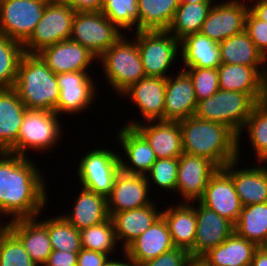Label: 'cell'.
I'll list each match as a JSON object with an SVG mask.
<instances>
[{
    "mask_svg": "<svg viewBox=\"0 0 267 266\" xmlns=\"http://www.w3.org/2000/svg\"><path fill=\"white\" fill-rule=\"evenodd\" d=\"M35 218L5 221L7 228L21 241L30 258L43 266L52 253L47 228Z\"/></svg>",
    "mask_w": 267,
    "mask_h": 266,
    "instance_id": "cell-26",
    "label": "cell"
},
{
    "mask_svg": "<svg viewBox=\"0 0 267 266\" xmlns=\"http://www.w3.org/2000/svg\"><path fill=\"white\" fill-rule=\"evenodd\" d=\"M197 201L234 225L243 208L232 177L223 168L211 176L203 195Z\"/></svg>",
    "mask_w": 267,
    "mask_h": 266,
    "instance_id": "cell-14",
    "label": "cell"
},
{
    "mask_svg": "<svg viewBox=\"0 0 267 266\" xmlns=\"http://www.w3.org/2000/svg\"><path fill=\"white\" fill-rule=\"evenodd\" d=\"M46 228L53 250L79 253L82 249L80 231L61 214L39 220Z\"/></svg>",
    "mask_w": 267,
    "mask_h": 266,
    "instance_id": "cell-37",
    "label": "cell"
},
{
    "mask_svg": "<svg viewBox=\"0 0 267 266\" xmlns=\"http://www.w3.org/2000/svg\"><path fill=\"white\" fill-rule=\"evenodd\" d=\"M238 160L237 158L231 161L223 169L232 177L235 190L243 207L250 204L266 203L267 167L258 162V165L253 168L238 169Z\"/></svg>",
    "mask_w": 267,
    "mask_h": 266,
    "instance_id": "cell-25",
    "label": "cell"
},
{
    "mask_svg": "<svg viewBox=\"0 0 267 266\" xmlns=\"http://www.w3.org/2000/svg\"><path fill=\"white\" fill-rule=\"evenodd\" d=\"M243 129L247 130L256 161L261 163L267 157V99L255 105Z\"/></svg>",
    "mask_w": 267,
    "mask_h": 266,
    "instance_id": "cell-39",
    "label": "cell"
},
{
    "mask_svg": "<svg viewBox=\"0 0 267 266\" xmlns=\"http://www.w3.org/2000/svg\"><path fill=\"white\" fill-rule=\"evenodd\" d=\"M248 11L249 6L244 1L229 0L218 4L214 2L200 33L219 44L245 30Z\"/></svg>",
    "mask_w": 267,
    "mask_h": 266,
    "instance_id": "cell-13",
    "label": "cell"
},
{
    "mask_svg": "<svg viewBox=\"0 0 267 266\" xmlns=\"http://www.w3.org/2000/svg\"><path fill=\"white\" fill-rule=\"evenodd\" d=\"M135 42L146 77L167 78L180 53V41L167 30L135 31ZM169 70V71H168Z\"/></svg>",
    "mask_w": 267,
    "mask_h": 266,
    "instance_id": "cell-7",
    "label": "cell"
},
{
    "mask_svg": "<svg viewBox=\"0 0 267 266\" xmlns=\"http://www.w3.org/2000/svg\"><path fill=\"white\" fill-rule=\"evenodd\" d=\"M259 247L235 232L223 243L210 249L198 262L202 266H250Z\"/></svg>",
    "mask_w": 267,
    "mask_h": 266,
    "instance_id": "cell-29",
    "label": "cell"
},
{
    "mask_svg": "<svg viewBox=\"0 0 267 266\" xmlns=\"http://www.w3.org/2000/svg\"><path fill=\"white\" fill-rule=\"evenodd\" d=\"M214 2H180L173 20L167 29L177 40L199 33Z\"/></svg>",
    "mask_w": 267,
    "mask_h": 266,
    "instance_id": "cell-34",
    "label": "cell"
},
{
    "mask_svg": "<svg viewBox=\"0 0 267 266\" xmlns=\"http://www.w3.org/2000/svg\"><path fill=\"white\" fill-rule=\"evenodd\" d=\"M110 255L82 248L77 256V266H104Z\"/></svg>",
    "mask_w": 267,
    "mask_h": 266,
    "instance_id": "cell-47",
    "label": "cell"
},
{
    "mask_svg": "<svg viewBox=\"0 0 267 266\" xmlns=\"http://www.w3.org/2000/svg\"><path fill=\"white\" fill-rule=\"evenodd\" d=\"M80 193L73 201V208L68 214H61L77 230H82L106 221L110 216L107 209V197L80 188Z\"/></svg>",
    "mask_w": 267,
    "mask_h": 266,
    "instance_id": "cell-30",
    "label": "cell"
},
{
    "mask_svg": "<svg viewBox=\"0 0 267 266\" xmlns=\"http://www.w3.org/2000/svg\"><path fill=\"white\" fill-rule=\"evenodd\" d=\"M155 203L138 209L109 213L117 241L123 242V250L161 217L162 209L158 210L159 206Z\"/></svg>",
    "mask_w": 267,
    "mask_h": 266,
    "instance_id": "cell-28",
    "label": "cell"
},
{
    "mask_svg": "<svg viewBox=\"0 0 267 266\" xmlns=\"http://www.w3.org/2000/svg\"><path fill=\"white\" fill-rule=\"evenodd\" d=\"M195 204L196 201L180 202L175 206L173 203V206L161 211L176 248L190 251L194 247L197 227Z\"/></svg>",
    "mask_w": 267,
    "mask_h": 266,
    "instance_id": "cell-27",
    "label": "cell"
},
{
    "mask_svg": "<svg viewBox=\"0 0 267 266\" xmlns=\"http://www.w3.org/2000/svg\"><path fill=\"white\" fill-rule=\"evenodd\" d=\"M216 0H181V2L197 3V2H214Z\"/></svg>",
    "mask_w": 267,
    "mask_h": 266,
    "instance_id": "cell-54",
    "label": "cell"
},
{
    "mask_svg": "<svg viewBox=\"0 0 267 266\" xmlns=\"http://www.w3.org/2000/svg\"><path fill=\"white\" fill-rule=\"evenodd\" d=\"M0 152V217L17 219L42 215L47 201L45 176L32 158ZM11 216V217H10ZM0 218V220H1Z\"/></svg>",
    "mask_w": 267,
    "mask_h": 266,
    "instance_id": "cell-1",
    "label": "cell"
},
{
    "mask_svg": "<svg viewBox=\"0 0 267 266\" xmlns=\"http://www.w3.org/2000/svg\"><path fill=\"white\" fill-rule=\"evenodd\" d=\"M101 12L120 30L139 31L137 0H103Z\"/></svg>",
    "mask_w": 267,
    "mask_h": 266,
    "instance_id": "cell-41",
    "label": "cell"
},
{
    "mask_svg": "<svg viewBox=\"0 0 267 266\" xmlns=\"http://www.w3.org/2000/svg\"><path fill=\"white\" fill-rule=\"evenodd\" d=\"M234 230L238 236L262 247L267 241V202L244 206Z\"/></svg>",
    "mask_w": 267,
    "mask_h": 266,
    "instance_id": "cell-35",
    "label": "cell"
},
{
    "mask_svg": "<svg viewBox=\"0 0 267 266\" xmlns=\"http://www.w3.org/2000/svg\"><path fill=\"white\" fill-rule=\"evenodd\" d=\"M251 1V2H250ZM249 11L258 19L267 23V0H250Z\"/></svg>",
    "mask_w": 267,
    "mask_h": 266,
    "instance_id": "cell-50",
    "label": "cell"
},
{
    "mask_svg": "<svg viewBox=\"0 0 267 266\" xmlns=\"http://www.w3.org/2000/svg\"><path fill=\"white\" fill-rule=\"evenodd\" d=\"M191 78L197 102L211 97L219 90L217 68H182Z\"/></svg>",
    "mask_w": 267,
    "mask_h": 266,
    "instance_id": "cell-44",
    "label": "cell"
},
{
    "mask_svg": "<svg viewBox=\"0 0 267 266\" xmlns=\"http://www.w3.org/2000/svg\"><path fill=\"white\" fill-rule=\"evenodd\" d=\"M196 206V236L194 247L189 251L191 258L198 261L210 249L223 243L234 230V224L221 217L198 201Z\"/></svg>",
    "mask_w": 267,
    "mask_h": 266,
    "instance_id": "cell-18",
    "label": "cell"
},
{
    "mask_svg": "<svg viewBox=\"0 0 267 266\" xmlns=\"http://www.w3.org/2000/svg\"><path fill=\"white\" fill-rule=\"evenodd\" d=\"M43 1H46V2H53V1H58V0H43Z\"/></svg>",
    "mask_w": 267,
    "mask_h": 266,
    "instance_id": "cell-59",
    "label": "cell"
},
{
    "mask_svg": "<svg viewBox=\"0 0 267 266\" xmlns=\"http://www.w3.org/2000/svg\"><path fill=\"white\" fill-rule=\"evenodd\" d=\"M75 11H101L103 0H62Z\"/></svg>",
    "mask_w": 267,
    "mask_h": 266,
    "instance_id": "cell-49",
    "label": "cell"
},
{
    "mask_svg": "<svg viewBox=\"0 0 267 266\" xmlns=\"http://www.w3.org/2000/svg\"><path fill=\"white\" fill-rule=\"evenodd\" d=\"M13 89L27 109L54 111L59 98L56 74L37 54H24Z\"/></svg>",
    "mask_w": 267,
    "mask_h": 266,
    "instance_id": "cell-3",
    "label": "cell"
},
{
    "mask_svg": "<svg viewBox=\"0 0 267 266\" xmlns=\"http://www.w3.org/2000/svg\"><path fill=\"white\" fill-rule=\"evenodd\" d=\"M195 261L191 258L189 251L183 248H174L169 252L143 262L141 266H191Z\"/></svg>",
    "mask_w": 267,
    "mask_h": 266,
    "instance_id": "cell-46",
    "label": "cell"
},
{
    "mask_svg": "<svg viewBox=\"0 0 267 266\" xmlns=\"http://www.w3.org/2000/svg\"><path fill=\"white\" fill-rule=\"evenodd\" d=\"M53 73L87 71L98 58L81 44L71 40H62L37 53Z\"/></svg>",
    "mask_w": 267,
    "mask_h": 266,
    "instance_id": "cell-19",
    "label": "cell"
},
{
    "mask_svg": "<svg viewBox=\"0 0 267 266\" xmlns=\"http://www.w3.org/2000/svg\"><path fill=\"white\" fill-rule=\"evenodd\" d=\"M82 248L100 252L103 254H113L119 246L114 225L109 217L106 221L80 230Z\"/></svg>",
    "mask_w": 267,
    "mask_h": 266,
    "instance_id": "cell-40",
    "label": "cell"
},
{
    "mask_svg": "<svg viewBox=\"0 0 267 266\" xmlns=\"http://www.w3.org/2000/svg\"><path fill=\"white\" fill-rule=\"evenodd\" d=\"M59 118L60 116L54 111L27 109L18 139L7 152L27 157L29 149L35 152L53 149L60 142V136L63 134Z\"/></svg>",
    "mask_w": 267,
    "mask_h": 266,
    "instance_id": "cell-6",
    "label": "cell"
},
{
    "mask_svg": "<svg viewBox=\"0 0 267 266\" xmlns=\"http://www.w3.org/2000/svg\"><path fill=\"white\" fill-rule=\"evenodd\" d=\"M166 82L167 78L145 77L129 86L120 96L130 98L146 122L164 120Z\"/></svg>",
    "mask_w": 267,
    "mask_h": 266,
    "instance_id": "cell-21",
    "label": "cell"
},
{
    "mask_svg": "<svg viewBox=\"0 0 267 266\" xmlns=\"http://www.w3.org/2000/svg\"><path fill=\"white\" fill-rule=\"evenodd\" d=\"M118 29L101 11H76L70 39L81 44L99 58L121 36Z\"/></svg>",
    "mask_w": 267,
    "mask_h": 266,
    "instance_id": "cell-8",
    "label": "cell"
},
{
    "mask_svg": "<svg viewBox=\"0 0 267 266\" xmlns=\"http://www.w3.org/2000/svg\"><path fill=\"white\" fill-rule=\"evenodd\" d=\"M179 158L157 159L152 165L150 171L145 175L152 189V184L162 188L163 191L176 192L178 178ZM150 181V182H149Z\"/></svg>",
    "mask_w": 267,
    "mask_h": 266,
    "instance_id": "cell-43",
    "label": "cell"
},
{
    "mask_svg": "<svg viewBox=\"0 0 267 266\" xmlns=\"http://www.w3.org/2000/svg\"><path fill=\"white\" fill-rule=\"evenodd\" d=\"M174 248L168 225L161 216L144 233L135 238L123 252L130 261L141 264Z\"/></svg>",
    "mask_w": 267,
    "mask_h": 266,
    "instance_id": "cell-24",
    "label": "cell"
},
{
    "mask_svg": "<svg viewBox=\"0 0 267 266\" xmlns=\"http://www.w3.org/2000/svg\"><path fill=\"white\" fill-rule=\"evenodd\" d=\"M221 63L255 67L267 79V59L244 30L219 43Z\"/></svg>",
    "mask_w": 267,
    "mask_h": 266,
    "instance_id": "cell-31",
    "label": "cell"
},
{
    "mask_svg": "<svg viewBox=\"0 0 267 266\" xmlns=\"http://www.w3.org/2000/svg\"><path fill=\"white\" fill-rule=\"evenodd\" d=\"M26 110L13 88L0 89V152H7L17 141Z\"/></svg>",
    "mask_w": 267,
    "mask_h": 266,
    "instance_id": "cell-32",
    "label": "cell"
},
{
    "mask_svg": "<svg viewBox=\"0 0 267 266\" xmlns=\"http://www.w3.org/2000/svg\"><path fill=\"white\" fill-rule=\"evenodd\" d=\"M116 136L117 143L121 144V150H124V157L127 158L124 161L120 155L121 170L130 174L146 175L157 160L146 138L135 127L126 125L120 128Z\"/></svg>",
    "mask_w": 267,
    "mask_h": 266,
    "instance_id": "cell-20",
    "label": "cell"
},
{
    "mask_svg": "<svg viewBox=\"0 0 267 266\" xmlns=\"http://www.w3.org/2000/svg\"><path fill=\"white\" fill-rule=\"evenodd\" d=\"M75 12L62 0L48 2L33 34L23 44L24 52L37 54L48 46L70 39Z\"/></svg>",
    "mask_w": 267,
    "mask_h": 266,
    "instance_id": "cell-9",
    "label": "cell"
},
{
    "mask_svg": "<svg viewBox=\"0 0 267 266\" xmlns=\"http://www.w3.org/2000/svg\"><path fill=\"white\" fill-rule=\"evenodd\" d=\"M56 78L59 85V98L55 112L60 117L63 113L79 114L93 105L97 95V85L88 71L60 73Z\"/></svg>",
    "mask_w": 267,
    "mask_h": 266,
    "instance_id": "cell-12",
    "label": "cell"
},
{
    "mask_svg": "<svg viewBox=\"0 0 267 266\" xmlns=\"http://www.w3.org/2000/svg\"><path fill=\"white\" fill-rule=\"evenodd\" d=\"M219 168L210 160L183 153L179 157L176 192L182 202L197 201ZM180 194V195H179Z\"/></svg>",
    "mask_w": 267,
    "mask_h": 266,
    "instance_id": "cell-15",
    "label": "cell"
},
{
    "mask_svg": "<svg viewBox=\"0 0 267 266\" xmlns=\"http://www.w3.org/2000/svg\"><path fill=\"white\" fill-rule=\"evenodd\" d=\"M262 248H264L267 251V241L266 243L262 246Z\"/></svg>",
    "mask_w": 267,
    "mask_h": 266,
    "instance_id": "cell-57",
    "label": "cell"
},
{
    "mask_svg": "<svg viewBox=\"0 0 267 266\" xmlns=\"http://www.w3.org/2000/svg\"><path fill=\"white\" fill-rule=\"evenodd\" d=\"M95 148L80 157L78 181L82 188L108 196L113 188L116 176L121 170L120 155L113 150Z\"/></svg>",
    "mask_w": 267,
    "mask_h": 266,
    "instance_id": "cell-10",
    "label": "cell"
},
{
    "mask_svg": "<svg viewBox=\"0 0 267 266\" xmlns=\"http://www.w3.org/2000/svg\"><path fill=\"white\" fill-rule=\"evenodd\" d=\"M183 152L207 158L218 168L238 158V136L227 126L195 115L179 121Z\"/></svg>",
    "mask_w": 267,
    "mask_h": 266,
    "instance_id": "cell-2",
    "label": "cell"
},
{
    "mask_svg": "<svg viewBox=\"0 0 267 266\" xmlns=\"http://www.w3.org/2000/svg\"><path fill=\"white\" fill-rule=\"evenodd\" d=\"M180 56L184 68H218L221 65L219 44L199 33L180 40Z\"/></svg>",
    "mask_w": 267,
    "mask_h": 266,
    "instance_id": "cell-33",
    "label": "cell"
},
{
    "mask_svg": "<svg viewBox=\"0 0 267 266\" xmlns=\"http://www.w3.org/2000/svg\"><path fill=\"white\" fill-rule=\"evenodd\" d=\"M150 185L145 175L120 170L111 193L107 196L108 213H119L153 204L149 197Z\"/></svg>",
    "mask_w": 267,
    "mask_h": 266,
    "instance_id": "cell-16",
    "label": "cell"
},
{
    "mask_svg": "<svg viewBox=\"0 0 267 266\" xmlns=\"http://www.w3.org/2000/svg\"><path fill=\"white\" fill-rule=\"evenodd\" d=\"M261 163H264V165H266V163H267V157Z\"/></svg>",
    "mask_w": 267,
    "mask_h": 266,
    "instance_id": "cell-58",
    "label": "cell"
},
{
    "mask_svg": "<svg viewBox=\"0 0 267 266\" xmlns=\"http://www.w3.org/2000/svg\"><path fill=\"white\" fill-rule=\"evenodd\" d=\"M191 266H202L198 261H195Z\"/></svg>",
    "mask_w": 267,
    "mask_h": 266,
    "instance_id": "cell-56",
    "label": "cell"
},
{
    "mask_svg": "<svg viewBox=\"0 0 267 266\" xmlns=\"http://www.w3.org/2000/svg\"><path fill=\"white\" fill-rule=\"evenodd\" d=\"M24 54L22 43L0 33V89L14 87L18 66Z\"/></svg>",
    "mask_w": 267,
    "mask_h": 266,
    "instance_id": "cell-38",
    "label": "cell"
},
{
    "mask_svg": "<svg viewBox=\"0 0 267 266\" xmlns=\"http://www.w3.org/2000/svg\"><path fill=\"white\" fill-rule=\"evenodd\" d=\"M167 77L164 96V120L180 121L195 114L197 98L189 75L180 70Z\"/></svg>",
    "mask_w": 267,
    "mask_h": 266,
    "instance_id": "cell-22",
    "label": "cell"
},
{
    "mask_svg": "<svg viewBox=\"0 0 267 266\" xmlns=\"http://www.w3.org/2000/svg\"><path fill=\"white\" fill-rule=\"evenodd\" d=\"M122 35L99 58L102 64L104 79L117 94L124 92L129 86L145 78V71L135 39L127 40Z\"/></svg>",
    "mask_w": 267,
    "mask_h": 266,
    "instance_id": "cell-5",
    "label": "cell"
},
{
    "mask_svg": "<svg viewBox=\"0 0 267 266\" xmlns=\"http://www.w3.org/2000/svg\"><path fill=\"white\" fill-rule=\"evenodd\" d=\"M250 266H267V251L259 247L253 256Z\"/></svg>",
    "mask_w": 267,
    "mask_h": 266,
    "instance_id": "cell-51",
    "label": "cell"
},
{
    "mask_svg": "<svg viewBox=\"0 0 267 266\" xmlns=\"http://www.w3.org/2000/svg\"><path fill=\"white\" fill-rule=\"evenodd\" d=\"M78 253L53 250L43 266H77Z\"/></svg>",
    "mask_w": 267,
    "mask_h": 266,
    "instance_id": "cell-48",
    "label": "cell"
},
{
    "mask_svg": "<svg viewBox=\"0 0 267 266\" xmlns=\"http://www.w3.org/2000/svg\"><path fill=\"white\" fill-rule=\"evenodd\" d=\"M245 31L249 38L254 42L257 49L267 59V23L256 18L248 11L245 20Z\"/></svg>",
    "mask_w": 267,
    "mask_h": 266,
    "instance_id": "cell-45",
    "label": "cell"
},
{
    "mask_svg": "<svg viewBox=\"0 0 267 266\" xmlns=\"http://www.w3.org/2000/svg\"><path fill=\"white\" fill-rule=\"evenodd\" d=\"M104 266H121V260L118 259L112 260L111 258L108 260V262Z\"/></svg>",
    "mask_w": 267,
    "mask_h": 266,
    "instance_id": "cell-53",
    "label": "cell"
},
{
    "mask_svg": "<svg viewBox=\"0 0 267 266\" xmlns=\"http://www.w3.org/2000/svg\"><path fill=\"white\" fill-rule=\"evenodd\" d=\"M141 121L129 120L125 125L135 127L146 138L157 159L179 158L184 153L179 121Z\"/></svg>",
    "mask_w": 267,
    "mask_h": 266,
    "instance_id": "cell-17",
    "label": "cell"
},
{
    "mask_svg": "<svg viewBox=\"0 0 267 266\" xmlns=\"http://www.w3.org/2000/svg\"><path fill=\"white\" fill-rule=\"evenodd\" d=\"M181 0H137L139 31L167 30Z\"/></svg>",
    "mask_w": 267,
    "mask_h": 266,
    "instance_id": "cell-36",
    "label": "cell"
},
{
    "mask_svg": "<svg viewBox=\"0 0 267 266\" xmlns=\"http://www.w3.org/2000/svg\"><path fill=\"white\" fill-rule=\"evenodd\" d=\"M217 70L219 89L250 94L257 102L267 99V79L255 67L221 63Z\"/></svg>",
    "mask_w": 267,
    "mask_h": 266,
    "instance_id": "cell-23",
    "label": "cell"
},
{
    "mask_svg": "<svg viewBox=\"0 0 267 266\" xmlns=\"http://www.w3.org/2000/svg\"><path fill=\"white\" fill-rule=\"evenodd\" d=\"M2 223H0V235L7 229L6 223L5 222Z\"/></svg>",
    "mask_w": 267,
    "mask_h": 266,
    "instance_id": "cell-55",
    "label": "cell"
},
{
    "mask_svg": "<svg viewBox=\"0 0 267 266\" xmlns=\"http://www.w3.org/2000/svg\"><path fill=\"white\" fill-rule=\"evenodd\" d=\"M48 2L0 0V33L24 44L41 20Z\"/></svg>",
    "mask_w": 267,
    "mask_h": 266,
    "instance_id": "cell-11",
    "label": "cell"
},
{
    "mask_svg": "<svg viewBox=\"0 0 267 266\" xmlns=\"http://www.w3.org/2000/svg\"><path fill=\"white\" fill-rule=\"evenodd\" d=\"M0 266H38L8 228L0 235Z\"/></svg>",
    "mask_w": 267,
    "mask_h": 266,
    "instance_id": "cell-42",
    "label": "cell"
},
{
    "mask_svg": "<svg viewBox=\"0 0 267 266\" xmlns=\"http://www.w3.org/2000/svg\"><path fill=\"white\" fill-rule=\"evenodd\" d=\"M123 255H125L124 257H125V260L123 261H121V266H141L140 264H138V263H135V262H133V261H130L128 258H127V256H126V254L125 253H123Z\"/></svg>",
    "mask_w": 267,
    "mask_h": 266,
    "instance_id": "cell-52",
    "label": "cell"
},
{
    "mask_svg": "<svg viewBox=\"0 0 267 266\" xmlns=\"http://www.w3.org/2000/svg\"><path fill=\"white\" fill-rule=\"evenodd\" d=\"M257 103L250 94L219 89L211 97L197 102L194 115L229 127L238 136V159L241 161L239 139L243 137V127Z\"/></svg>",
    "mask_w": 267,
    "mask_h": 266,
    "instance_id": "cell-4",
    "label": "cell"
}]
</instances>
